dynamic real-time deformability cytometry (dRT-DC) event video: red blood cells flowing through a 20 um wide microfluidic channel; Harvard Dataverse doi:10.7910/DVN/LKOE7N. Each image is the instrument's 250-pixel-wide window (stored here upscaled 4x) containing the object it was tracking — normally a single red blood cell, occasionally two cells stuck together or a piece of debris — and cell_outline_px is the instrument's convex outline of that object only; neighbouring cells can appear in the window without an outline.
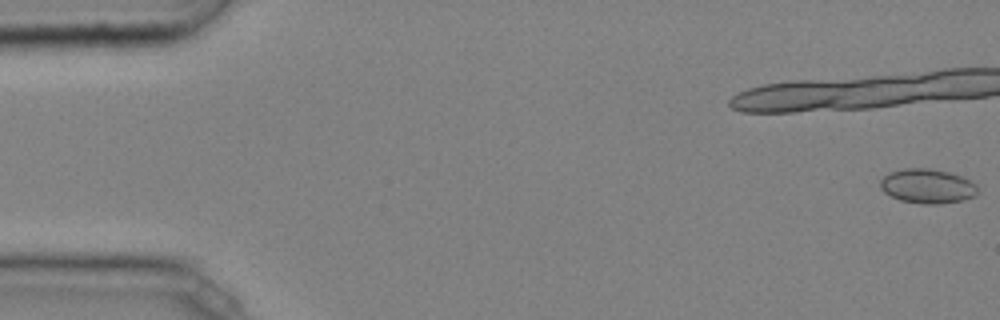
{"species": "common noctule bat (a hibernating species)", "species_latin": "Nyctalus noctula", "temperature_condition": "cold", "stored_images_in_passage": 14, "camera_frame_rate_fps": 3000, "um_per_image_px": 0.085, "animal": {"sex": "male", "body_mass_g": 20.4}, "frame": {"image": 1, "passage_image": 1, "time_ms": 0.0, "image_size_px": [1000, 320], "cell_outline_px": [[976, 192], [972, 196], [960, 200], [940, 204], [920, 204], [900, 200], [884, 192], [880, 188], [880, 180], [888, 172], [904, 168], [928, 168], [948, 172], [960, 176], [976, 184]], "centroid_in_image_um": [78.76, 15.81], "position_along_channel_um": 6.2, "area_um2": 19.36}}